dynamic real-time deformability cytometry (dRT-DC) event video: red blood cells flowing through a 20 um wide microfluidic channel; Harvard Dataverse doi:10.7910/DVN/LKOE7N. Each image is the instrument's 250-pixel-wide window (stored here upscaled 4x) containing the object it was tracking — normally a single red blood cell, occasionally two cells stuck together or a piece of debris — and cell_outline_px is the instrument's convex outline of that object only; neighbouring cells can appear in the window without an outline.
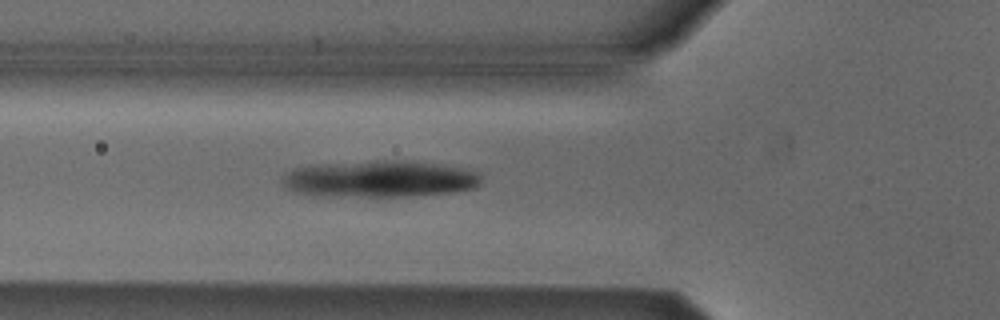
{"species": "Egyptian fruit bat (a non-hibernating species)", "species_latin": "Rousettus aegyptiacus", "temperature_condition": "cold", "stored_images_in_passage": 36, "camera_frame_rate_fps": 3000, "um_per_image_px": 0.085, "animal": {"sex": "male"}, "frame": {"image": 1, "passage_image": 10, "time_ms": 3.0, "image_size_px": [1000, 320], "cell_outline_px": [[484, 180], [476, 188], [456, 192], [412, 196], [308, 196], [292, 192], [280, 180], [288, 172], [296, 168], [332, 164], [376, 160], [384, 160], [436, 164], [480, 172]], "centroid_in_image_um": [32.31, 15.24], "position_along_channel_um": 93.5, "area_um2": 42.31}}
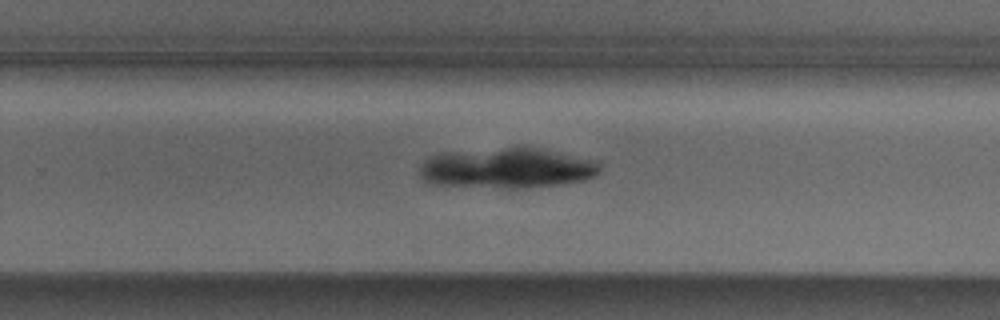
{"frame": {"image": 2, "passage_image": 25, "time_ms": 8.0, "image_size_px": [1000, 320], "cell_outline_px": [[600, 172], [596, 176], [584, 180], [564, 184], [524, 188], [504, 188], [436, 184], [424, 180], [420, 172], [420, 168], [424, 160], [432, 156], [444, 152], [520, 144], [596, 160], [600, 164]], "centroid_in_image_um": [43.14, 14.25], "position_along_channel_um": 286.7, "area_um2": 43.29}}
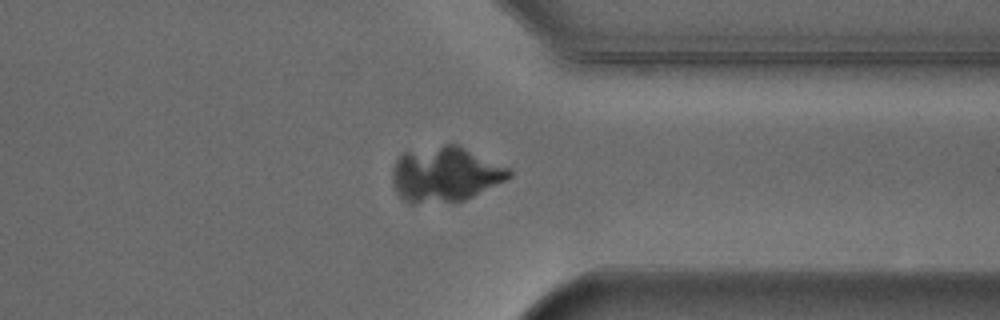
{"frame": {"image": 3, "passage_image": 32, "time_ms": 10.333, "image_size_px": [1000, 320], "cell_outline_px": [[512, 176], [464, 200], [412, 204], [408, 204], [396, 192], [392, 184], [392, 168], [396, 160], [404, 152], [444, 144], [460, 144], [508, 168], [512, 172]], "centroid_in_image_um": [37.79, 14.8], "position_along_channel_um": 373.6, "area_um2": 37.4}}